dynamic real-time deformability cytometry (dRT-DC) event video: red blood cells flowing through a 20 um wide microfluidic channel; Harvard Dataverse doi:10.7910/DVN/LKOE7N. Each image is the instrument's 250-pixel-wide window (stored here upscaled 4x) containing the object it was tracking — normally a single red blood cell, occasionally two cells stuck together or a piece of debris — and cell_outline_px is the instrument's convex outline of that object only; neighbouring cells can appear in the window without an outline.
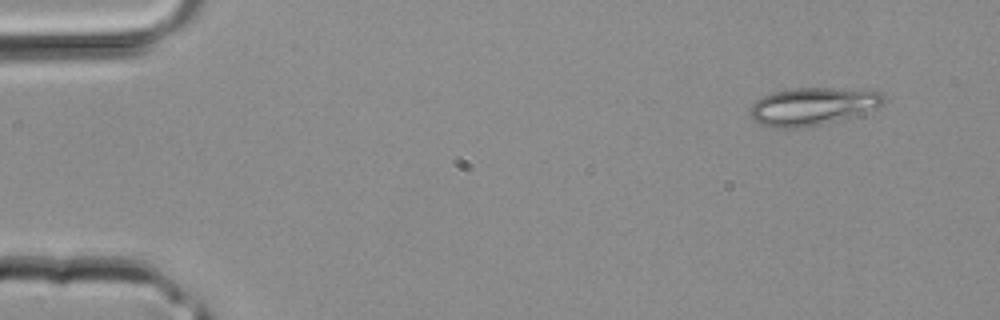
{"species": "common noctule bat (a hibernating species)", "species_latin": "Nyctalus noctula", "temperature_condition": "room temperature", "stored_images_in_passage": 4, "camera_frame_rate_fps": 3000, "um_per_image_px": 0.085, "animal": {"sex": "male", "body_mass_g": 20.4}, "frame": {"image": 1, "passage_image": 4, "time_ms": 1.0, "image_size_px": [1000, 320], "cell_outline_px": [[884, 104], [876, 108], [820, 124], [804, 128], [772, 128], [752, 120], [748, 112], [748, 108], [756, 100], [772, 92], [792, 88], [864, 88], [884, 92]], "centroid_in_image_um": [69.05, 9.01], "position_along_channel_um": 16.0, "area_um2": 29.59}}